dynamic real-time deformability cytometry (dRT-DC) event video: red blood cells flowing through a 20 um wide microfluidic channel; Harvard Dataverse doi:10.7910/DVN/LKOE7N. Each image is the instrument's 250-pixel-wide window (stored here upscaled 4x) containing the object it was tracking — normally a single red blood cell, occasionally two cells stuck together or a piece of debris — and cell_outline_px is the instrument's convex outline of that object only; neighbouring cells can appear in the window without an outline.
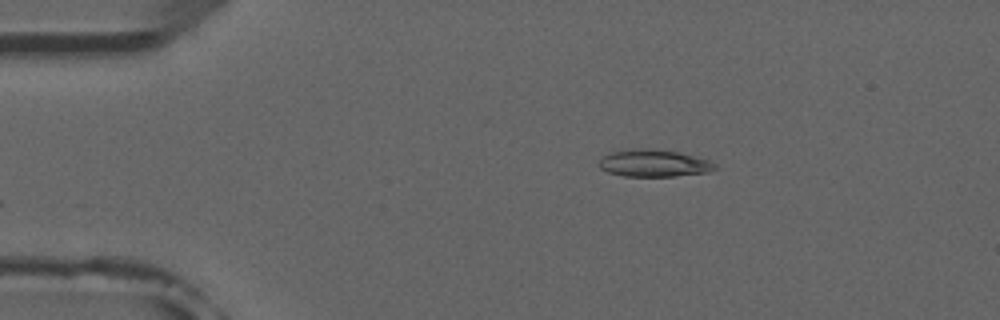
{"species": "common noctule bat (a hibernating species)", "species_latin": "Nyctalus noctula", "temperature_condition": "room temperature", "stored_images_in_passage": 5, "camera_frame_rate_fps": 3000, "um_per_image_px": 0.085, "animal": {"sex": "male", "forearm_length_mm": 52.5}, "frame": {"image": 1, "passage_image": 1, "time_ms": 0.0, "image_size_px": [1000, 320], "cell_outline_px": [[720, 168], [708, 172], [676, 176], [624, 176], [608, 172], [600, 168], [600, 160], [604, 156], [612, 152], [624, 148], [648, 148], [680, 152], [708, 160], [716, 164]], "centroid_in_image_um": [55.6, 13.86], "position_along_channel_um": 29.4, "area_um2": 18.5}}
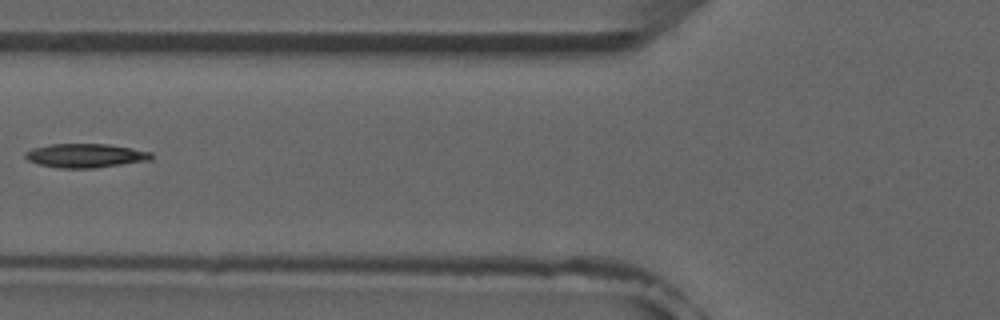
{"frame": {"image": 2, "passage_image": 4, "time_ms": 3.667, "image_size_px": [1000, 320], "cell_outline_px": [[152, 160], [96, 168], [60, 168], [36, 164], [28, 160], [24, 156], [24, 152], [32, 148], [52, 144], [108, 144], [152, 152]], "centroid_in_image_um": [7.25, 13.23], "position_along_channel_um": 118.6, "area_um2": 17.69}}
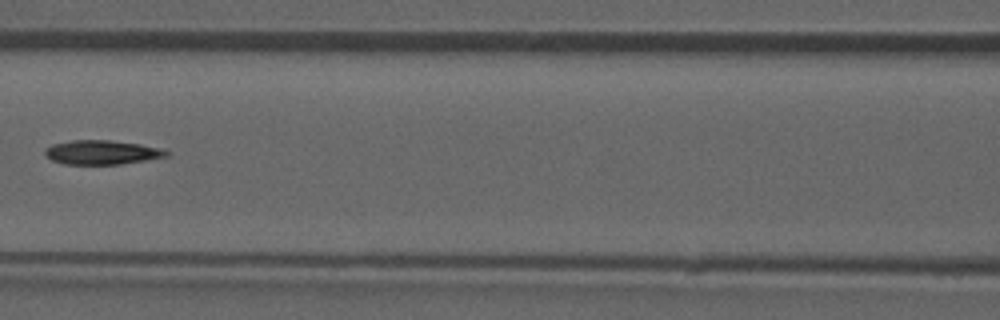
{"frame": {"image": 3, "passage_image": 5, "time_ms": 4.667, "image_size_px": [1000, 320], "cell_outline_px": [[168, 156], [120, 164], [64, 164], [52, 160], [44, 152], [44, 148], [52, 144], [72, 140], [108, 140], [140, 144], [160, 148], [168, 152]], "centroid_in_image_um": [8.62, 12.94], "position_along_channel_um": 158.0, "area_um2": 16.94}}